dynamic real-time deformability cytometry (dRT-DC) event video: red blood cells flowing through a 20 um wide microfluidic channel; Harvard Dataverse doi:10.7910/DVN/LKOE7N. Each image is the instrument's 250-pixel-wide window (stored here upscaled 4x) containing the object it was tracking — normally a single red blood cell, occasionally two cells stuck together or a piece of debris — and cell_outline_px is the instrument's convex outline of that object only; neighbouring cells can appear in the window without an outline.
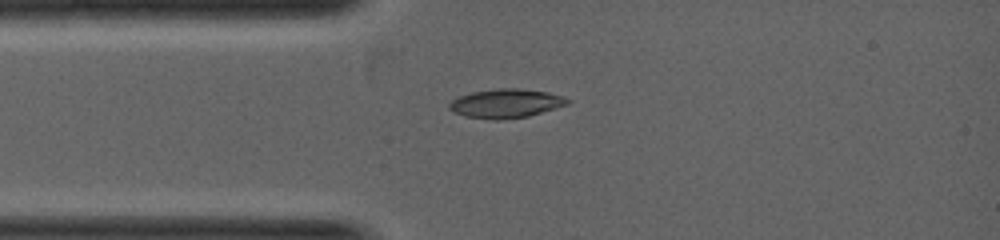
{"species": "common noctule bat (a hibernating species)", "species_latin": "Nyctalus noctula", "temperature_condition": "warm", "stored_images_in_passage": 1, "camera_frame_rate_fps": 5000, "um_per_image_px": 0.085, "animal": {"sex": "female", "body_mass_g": 19.0, "forearm_length_mm": 53.3}, "frame": {"image": 1, "passage_image": 1, "time_ms": 0.0, "image_size_px": [1000, 240], "cell_outline_px": [[572, 100], [568, 104], [556, 108], [528, 116], [500, 120], [492, 120], [464, 116], [452, 112], [448, 108], [448, 104], [452, 100], [460, 96], [472, 92], [496, 88], [520, 88], [548, 92], [564, 96]], "centroid_in_image_um": [43.0, 8.79], "position_along_channel_um": 42.0, "area_um2": 20.17}}